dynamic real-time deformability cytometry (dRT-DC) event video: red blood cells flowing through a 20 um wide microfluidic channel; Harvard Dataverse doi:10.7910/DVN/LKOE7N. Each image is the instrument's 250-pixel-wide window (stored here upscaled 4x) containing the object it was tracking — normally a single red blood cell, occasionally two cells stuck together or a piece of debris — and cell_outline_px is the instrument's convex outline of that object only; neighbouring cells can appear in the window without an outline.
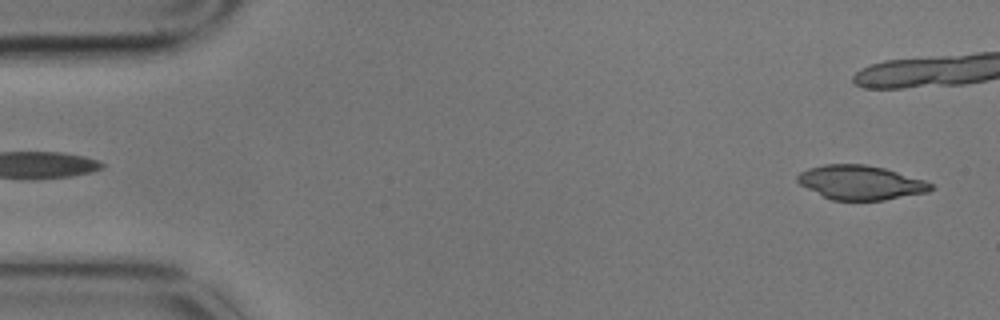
{"species": "common noctule bat (a hibernating species)", "species_latin": "Nyctalus noctula", "temperature_condition": "cold", "stored_images_in_passage": 5, "camera_frame_rate_fps": 3000, "um_per_image_px": 0.085, "animal": {"sex": "male", "body_mass_g": 17.9}, "frame": {"image": 1, "passage_image": 5, "time_ms": 1.333, "image_size_px": [1000, 320], "cell_outline_px": [[936, 188], [928, 192], [884, 200], [832, 200], [800, 184], [796, 180], [796, 176], [800, 172], [808, 168], [824, 164], [864, 164], [884, 168], [924, 180], [932, 184]], "centroid_in_image_um": [73.16, 15.51], "position_along_channel_um": 11.8, "area_um2": 26.47}}